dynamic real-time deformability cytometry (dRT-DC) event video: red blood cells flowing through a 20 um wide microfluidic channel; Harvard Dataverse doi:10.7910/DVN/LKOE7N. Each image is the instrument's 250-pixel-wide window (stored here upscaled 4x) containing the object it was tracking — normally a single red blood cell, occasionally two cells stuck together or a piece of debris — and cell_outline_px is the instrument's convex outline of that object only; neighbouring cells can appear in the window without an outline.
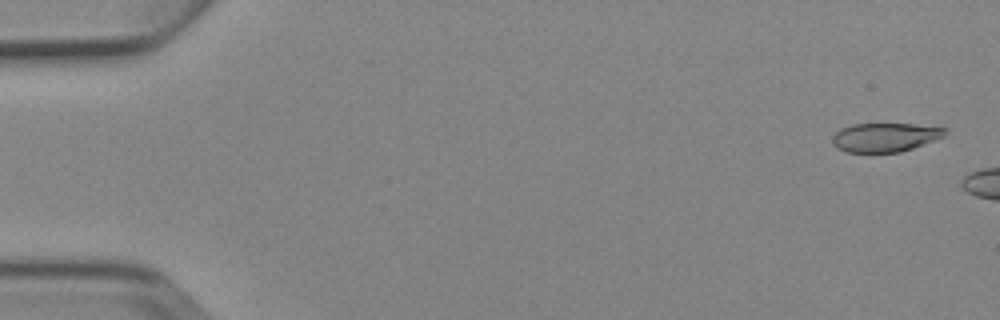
{"species": "Egyptian fruit bat (a non-hibernating species)", "species_latin": "Rousettus aegyptiacus", "temperature_condition": "cold", "stored_images_in_passage": 2, "camera_frame_rate_fps": 3000, "um_per_image_px": 0.085, "animal": {"sex": "female"}, "frame": {"image": 1, "passage_image": 1, "time_ms": 0.0, "image_size_px": [1000, 320], "cell_outline_px": [[948, 132], [944, 136], [936, 140], [900, 152], [848, 152], [836, 148], [832, 144], [832, 136], [840, 128], [852, 124], [912, 124], [948, 128]], "centroid_in_image_um": [75.23, 11.66], "position_along_channel_um": 9.8, "area_um2": 19.07}}